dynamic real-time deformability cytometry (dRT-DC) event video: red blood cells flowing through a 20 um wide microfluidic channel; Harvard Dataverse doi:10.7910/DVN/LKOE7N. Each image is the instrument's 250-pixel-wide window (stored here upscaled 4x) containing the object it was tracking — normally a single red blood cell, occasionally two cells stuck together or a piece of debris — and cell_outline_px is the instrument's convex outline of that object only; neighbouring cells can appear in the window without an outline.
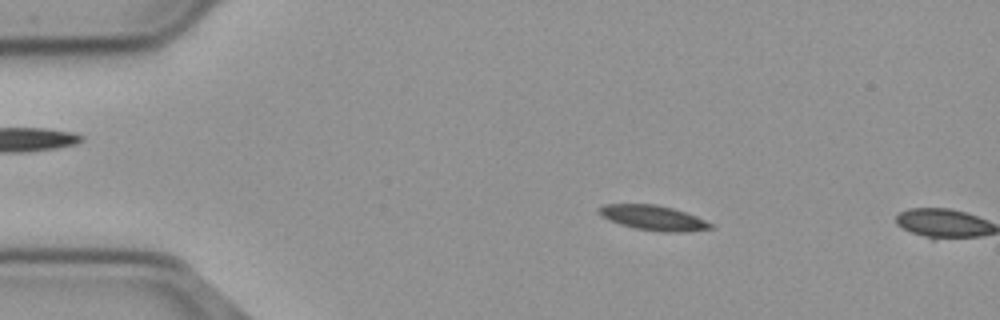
{"species": "common noctule bat (a hibernating species)", "species_latin": "Nyctalus noctula", "temperature_condition": "cold", "stored_images_in_passage": 3, "camera_frame_rate_fps": 3000, "um_per_image_px": 0.085, "animal": {"sex": "male", "body_mass_g": 23.1, "forearm_length_mm": 52.7}, "frame": {"image": 1, "passage_image": 2, "time_ms": 0.333, "image_size_px": [1000, 320], "cell_outline_px": [[712, 228], [680, 232], [664, 232], [636, 228], [620, 224], [604, 216], [600, 212], [600, 208], [604, 204], [656, 204], [672, 208], [696, 216], [712, 224]], "centroid_in_image_um": [55.56, 18.51], "position_along_channel_um": 29.4, "area_um2": 15.66}}